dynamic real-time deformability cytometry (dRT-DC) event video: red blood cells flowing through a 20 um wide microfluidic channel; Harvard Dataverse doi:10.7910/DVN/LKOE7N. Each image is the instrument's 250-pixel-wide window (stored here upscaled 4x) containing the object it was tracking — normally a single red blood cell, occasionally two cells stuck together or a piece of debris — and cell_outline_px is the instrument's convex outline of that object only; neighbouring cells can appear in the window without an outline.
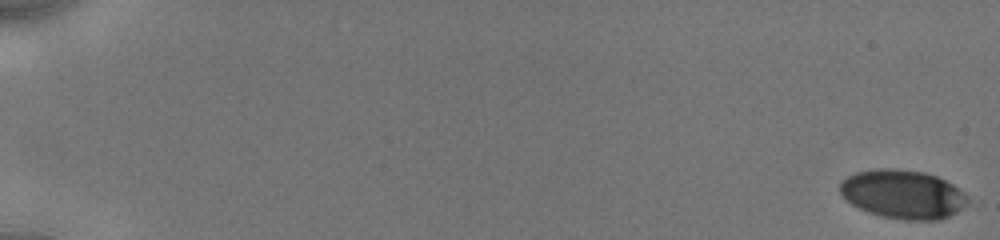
{"species": "human", "species_latin": "Homo sapiens", "temperature_condition": "cold", "stored_images_in_passage": 16, "camera_frame_rate_fps": 3000, "um_per_image_px": 0.085, "donor": {"sex": "male"}, "frame": {"image": 1, "passage_image": 1, "time_ms": 0.0, "image_size_px": [1000, 240], "cell_outline_px": [[980, 200], [940, 220], [904, 220], [884, 216], [868, 212], [852, 204], [840, 192], [840, 180], [856, 172], [876, 168], [896, 168], [924, 172], [936, 176], [952, 184]], "centroid_in_image_um": [76.87, 16.51], "position_along_channel_um": 8.1, "area_um2": 37.05}}
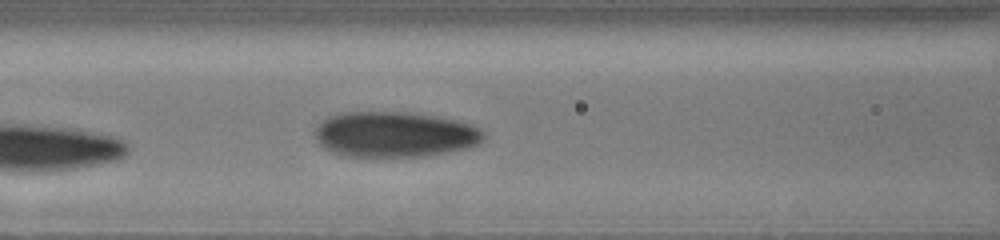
{"frame": {"image": 2, "passage_image": 16, "time_ms": 8.333, "image_size_px": [1000, 240], "cell_outline_px": [[484, 140], [476, 144], [464, 148], [428, 156], [348, 156], [332, 152], [324, 148], [316, 140], [312, 132], [328, 116], [344, 112], [416, 112], [440, 116], [472, 124], [480, 128], [484, 132]], "centroid_in_image_um": [33.55, 11.41], "position_along_channel_um": 133.1, "area_um2": 44.97}}